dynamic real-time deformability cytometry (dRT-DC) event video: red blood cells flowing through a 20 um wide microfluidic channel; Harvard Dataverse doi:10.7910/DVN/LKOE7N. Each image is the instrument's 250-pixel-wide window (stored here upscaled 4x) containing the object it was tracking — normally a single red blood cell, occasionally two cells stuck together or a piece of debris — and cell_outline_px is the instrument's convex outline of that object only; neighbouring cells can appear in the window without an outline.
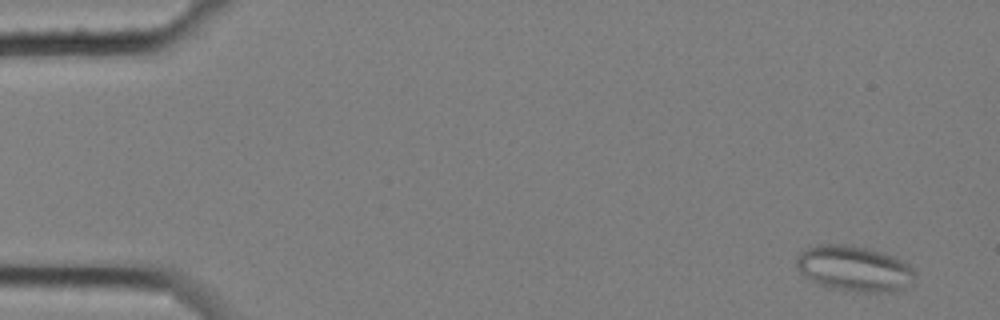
{"species": "common noctule bat (a hibernating species)", "species_latin": "Nyctalus noctula", "temperature_condition": "cold", "stored_images_in_passage": 5, "camera_frame_rate_fps": 3000, "um_per_image_px": 0.085, "animal": {"sex": "female", "body_mass_g": 25.1}, "frame": {"image": 1, "passage_image": 1, "time_ms": 0.0, "image_size_px": [1000, 320], "cell_outline_px": [[916, 284], [892, 292], [856, 292], [824, 288], [804, 276], [796, 268], [796, 260], [800, 252], [816, 244], [844, 244], [864, 248], [880, 252], [892, 256], [916, 268]], "centroid_in_image_um": [72.64, 22.86], "position_along_channel_um": 12.4, "area_um2": 32.08}}